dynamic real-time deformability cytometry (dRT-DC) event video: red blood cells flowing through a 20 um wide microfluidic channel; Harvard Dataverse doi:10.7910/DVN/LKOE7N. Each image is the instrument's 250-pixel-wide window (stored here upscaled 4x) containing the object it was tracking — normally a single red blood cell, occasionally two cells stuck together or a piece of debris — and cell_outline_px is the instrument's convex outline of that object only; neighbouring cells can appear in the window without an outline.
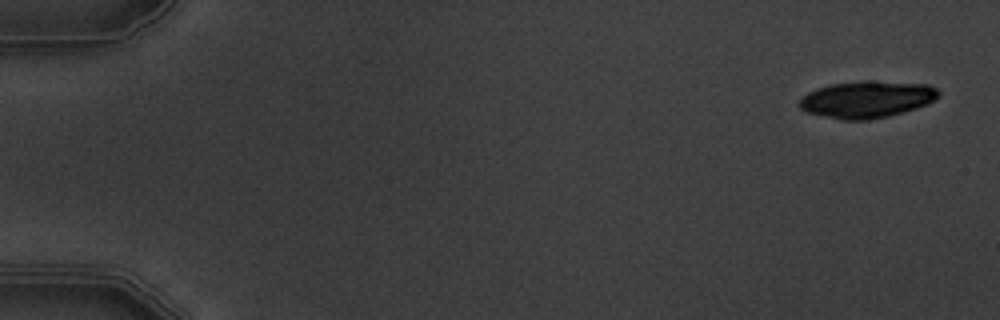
{"species": "common noctule bat (a hibernating species)", "species_latin": "Nyctalus noctula", "temperature_condition": "warm", "stored_images_in_passage": 5, "camera_frame_rate_fps": 3000, "um_per_image_px": 0.085, "animal": {"sex": "male", "body_mass_g": 19.5, "forearm_length_mm": 54.6}, "frame": {"image": 1, "passage_image": 1, "time_ms": 0.0, "image_size_px": [1000, 320], "cell_outline_px": [[940, 96], [928, 104], [916, 108], [888, 116], [868, 120], [840, 120], [804, 112], [800, 108], [800, 100], [808, 92], [816, 88], [828, 84], [864, 80], [872, 80], [928, 84], [936, 88], [940, 92]], "centroid_in_image_um": [73.68, 8.44], "position_along_channel_um": 11.3, "area_um2": 30.29}}
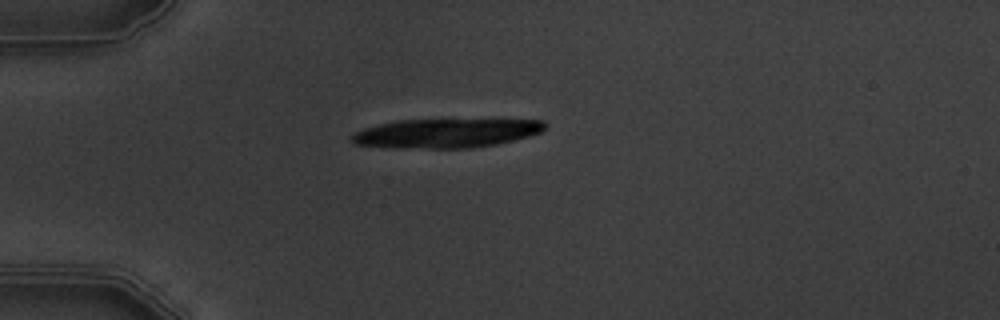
{"frame": {"image": 2, "passage_image": 5, "time_ms": 4.333, "image_size_px": [1000, 320], "cell_outline_px": [[548, 124], [540, 132], [528, 136], [496, 144], [472, 148], [392, 148], [356, 144], [352, 140], [352, 136], [356, 132], [364, 128], [380, 124], [400, 120], [544, 120]], "centroid_in_image_um": [37.92, 11.33], "position_along_channel_um": 47.1, "area_um2": 32.37}}